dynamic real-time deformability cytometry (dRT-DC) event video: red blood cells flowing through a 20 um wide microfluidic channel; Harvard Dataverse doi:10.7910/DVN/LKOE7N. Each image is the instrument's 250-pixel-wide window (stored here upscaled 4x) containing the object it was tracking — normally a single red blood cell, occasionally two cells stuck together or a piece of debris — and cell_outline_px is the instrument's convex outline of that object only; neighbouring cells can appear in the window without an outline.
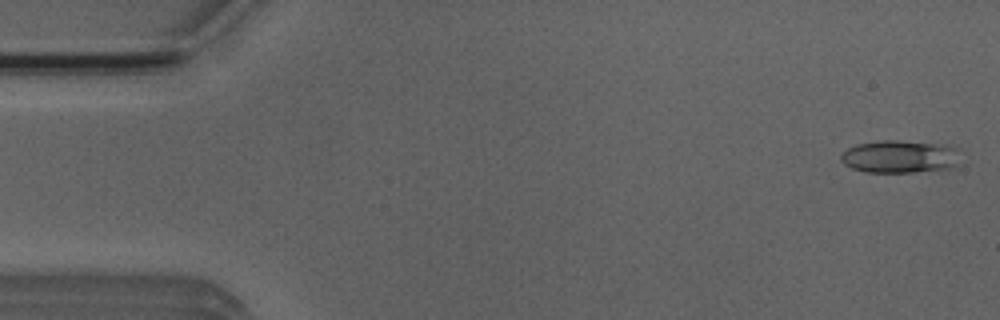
{"species": "Egyptian fruit bat (a non-hibernating species)", "species_latin": "Rousettus aegyptiacus", "temperature_condition": "room temperature", "stored_images_in_passage": 52, "camera_frame_rate_fps": 3000, "um_per_image_px": 0.085, "animal": {"sex": "male"}, "frame": {"image": 1, "passage_image": 2, "time_ms": 0.333, "image_size_px": [1000, 320], "cell_outline_px": [[956, 164], [952, 168], [912, 172], [864, 172], [852, 168], [844, 164], [840, 160], [840, 156], [848, 148], [856, 144], [884, 140], [896, 140], [948, 144], [952, 148]], "centroid_in_image_um": [76.39, 13.31], "position_along_channel_um": 8.6, "area_um2": 22.43}}
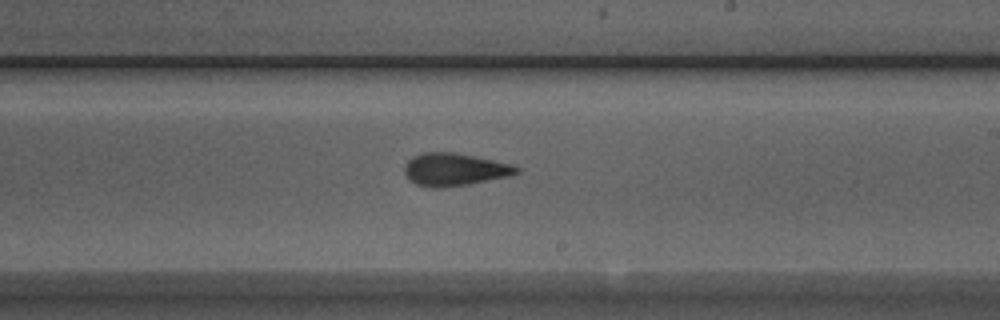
{"frame": {"image": 2, "passage_image": 30, "time_ms": 9.667, "image_size_px": [1000, 320], "cell_outline_px": [[520, 172], [508, 176], [468, 184], [444, 188], [428, 188], [416, 184], [408, 180], [404, 176], [404, 164], [412, 156], [424, 152], [452, 152], [512, 164], [520, 168]], "centroid_in_image_um": [38.56, 14.42], "position_along_channel_um": 250.4, "area_um2": 21.44}}
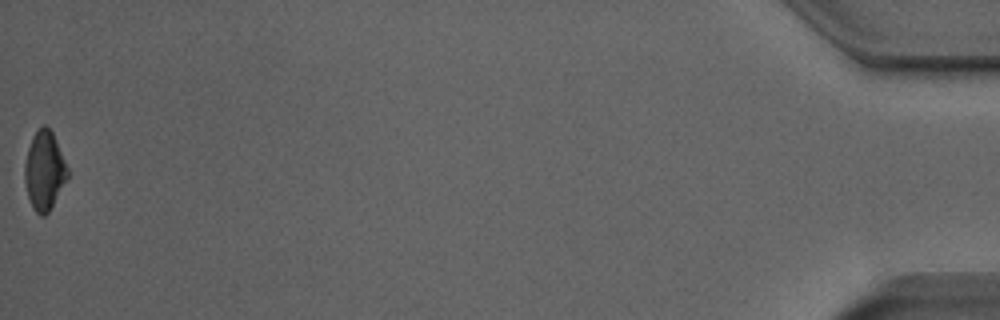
{"frame": {"image": 3, "passage_image": 52, "time_ms": 17.0, "image_size_px": [1000, 320], "cell_outline_px": [[68, 176], [48, 212], [44, 216], [40, 216], [32, 208], [28, 196], [24, 180], [24, 164], [28, 148], [32, 136], [44, 124], [52, 132], [68, 168]], "centroid_in_image_um": [3.75, 14.51], "position_along_channel_um": 431.5, "area_um2": 19.36}, "authors_computed_cell_mechanics": {"area_um2": 20.6924, "velocity_mm_per_s": 3.9372, "shape_relaxation_time_tau1_ms": 6.0679, "shape_relaxation_time_tau2_ms": 2.7325, "deformation_change_tau1": 0.1507, "deformation_change_tau2": 0.088}}